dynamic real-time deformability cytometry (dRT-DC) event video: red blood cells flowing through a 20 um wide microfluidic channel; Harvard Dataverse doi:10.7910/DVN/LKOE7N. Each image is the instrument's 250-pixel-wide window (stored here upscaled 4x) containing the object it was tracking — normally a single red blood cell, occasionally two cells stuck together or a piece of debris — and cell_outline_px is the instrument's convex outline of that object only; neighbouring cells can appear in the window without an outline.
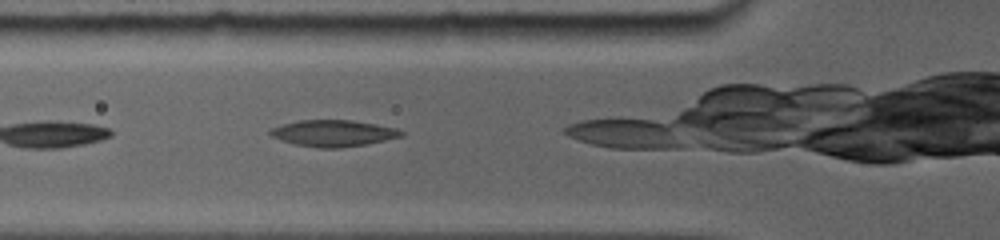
{"species": "common noctule bat (a hibernating species)", "species_latin": "Nyctalus noctula", "temperature_condition": "room temperature", "stored_images_in_passage": 41, "camera_frame_rate_fps": 5000, "um_per_image_px": 0.085, "animal": {"sex": "female", "body_mass_g": 19.0, "forearm_length_mm": 56.7}, "frame": {"image": 1, "passage_image": 4, "time_ms": 0.8, "image_size_px": [1000, 240], "cell_outline_px": [[404, 136], [364, 144], [340, 148], [320, 148], [296, 144], [280, 140], [272, 136], [268, 132], [272, 128], [284, 124], [300, 120], [352, 120], [376, 124], [396, 128], [404, 132]], "centroid_in_image_um": [28.34, 11.32], "position_along_channel_um": 97.5, "area_um2": 20.0}}
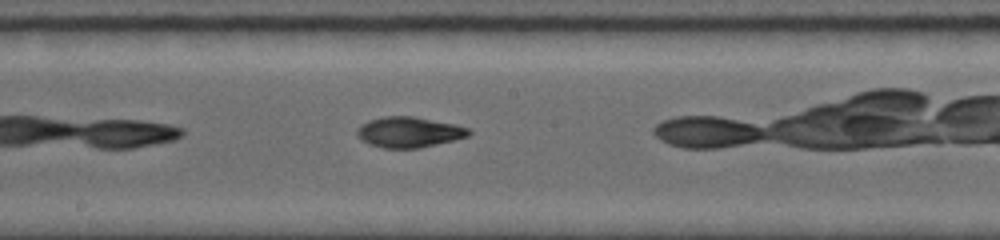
{"frame": {"image": 2, "passage_image": 20, "time_ms": 3.8, "image_size_px": [1000, 240], "cell_outline_px": [[472, 132], [468, 136], [456, 140], [420, 148], [384, 148], [368, 144], [360, 140], [356, 132], [356, 128], [360, 124], [368, 120], [384, 116], [412, 116], [456, 124], [468, 128]], "centroid_in_image_um": [34.74, 11.23], "position_along_channel_um": 213.5, "area_um2": 20.17}}
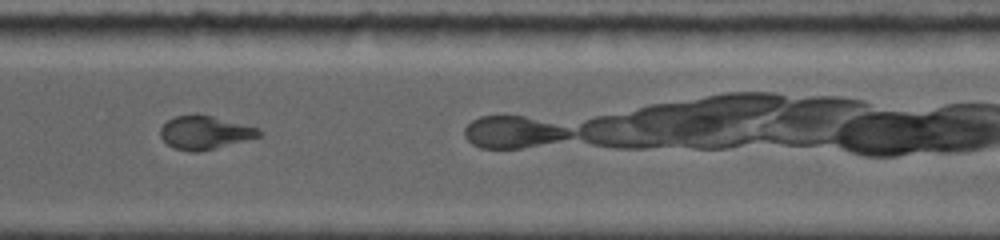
{"frame": {"image": 3, "passage_image": 30, "time_ms": 7.4, "image_size_px": [1000, 240], "cell_outline_px": [[264, 132], [260, 136], [196, 152], [192, 152], [176, 148], [168, 144], [160, 136], [160, 128], [168, 120], [176, 116], [196, 112], [260, 128]], "centroid_in_image_um": [17.4, 11.22], "position_along_channel_um": 353.2, "area_um2": 19.02}}